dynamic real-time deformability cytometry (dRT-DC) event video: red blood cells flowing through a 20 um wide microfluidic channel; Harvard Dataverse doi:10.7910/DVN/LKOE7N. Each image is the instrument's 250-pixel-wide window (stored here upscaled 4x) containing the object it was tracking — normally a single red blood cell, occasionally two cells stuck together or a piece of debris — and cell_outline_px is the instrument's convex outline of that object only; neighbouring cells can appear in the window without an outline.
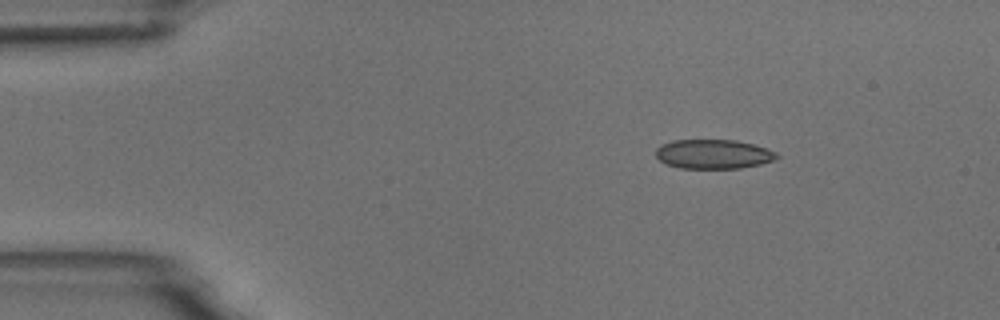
{"species": "common noctule bat (a hibernating species)", "species_latin": "Nyctalus noctula", "temperature_condition": "room temperature", "stored_images_in_passage": 4, "camera_frame_rate_fps": 3000, "um_per_image_px": 0.085, "animal": {"sex": "male", "body_mass_g": 18.8}, "frame": {"image": 1, "passage_image": 2, "time_ms": 1.333, "image_size_px": [1000, 320], "cell_outline_px": [[780, 156], [772, 160], [760, 164], [740, 168], [680, 168], [668, 164], [660, 160], [656, 156], [656, 148], [660, 144], [672, 140], [736, 140], [752, 144], [776, 152]], "centroid_in_image_um": [60.6, 13.09], "position_along_channel_um": 24.4, "area_um2": 20.52}}